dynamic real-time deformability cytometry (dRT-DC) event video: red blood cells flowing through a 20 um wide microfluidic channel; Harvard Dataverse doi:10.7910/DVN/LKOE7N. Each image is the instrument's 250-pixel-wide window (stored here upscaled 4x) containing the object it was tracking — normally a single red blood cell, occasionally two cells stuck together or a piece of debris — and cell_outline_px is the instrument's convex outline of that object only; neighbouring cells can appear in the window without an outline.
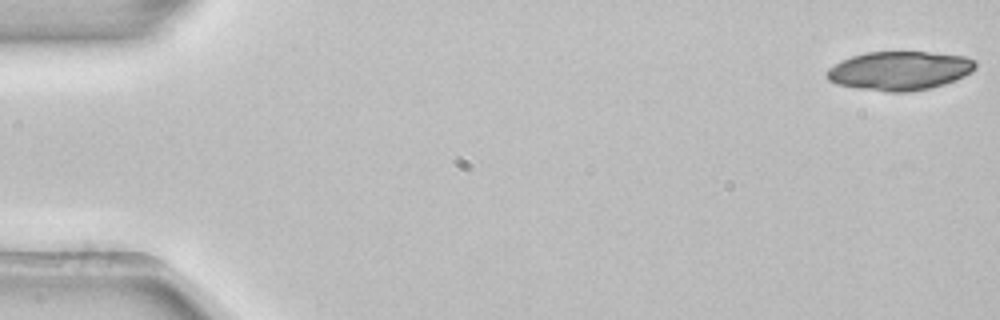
{"species": "common noctule bat (a hibernating species)", "species_latin": "Nyctalus noctula", "temperature_condition": "room temperature", "stored_images_in_passage": 5, "camera_frame_rate_fps": 3000, "um_per_image_px": 0.085, "animal": {"sex": "female", "body_mass_g": 22.7, "forearm_length_mm": 54.2}, "frame": {"image": 1, "passage_image": 1, "time_ms": 0.0, "image_size_px": [1000, 320], "cell_outline_px": [[976, 68], [972, 72], [964, 76], [944, 84], [932, 88], [908, 92], [884, 92], [856, 88], [836, 84], [828, 80], [824, 76], [824, 72], [828, 68], [840, 60], [852, 56], [868, 52], [928, 52], [964, 56], [976, 60]], "centroid_in_image_um": [76.43, 6.02], "position_along_channel_um": 8.6, "area_um2": 34.04}}
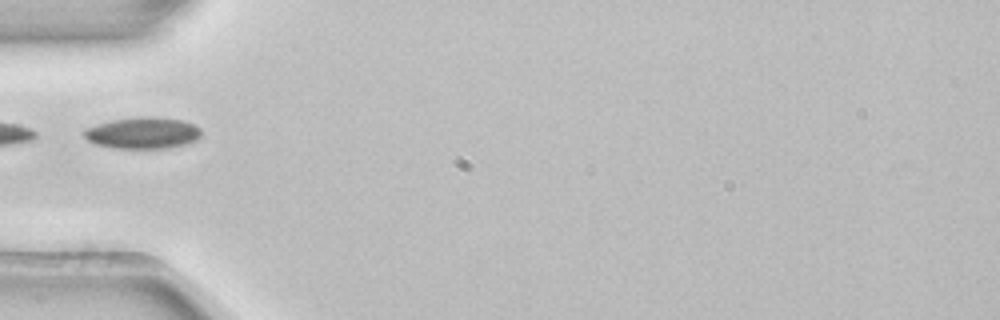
{"frame": {"image": 2, "passage_image": 5, "time_ms": 1.333, "image_size_px": [1000, 320], "cell_outline_px": [[200, 136], [196, 140], [188, 144], [168, 148], [112, 148], [96, 144], [88, 140], [84, 136], [84, 128], [96, 124], [112, 120], [140, 116], [152, 116], [184, 120], [200, 128]], "centroid_in_image_um": [12.14, 11.29], "position_along_channel_um": 72.9, "area_um2": 21.68}}